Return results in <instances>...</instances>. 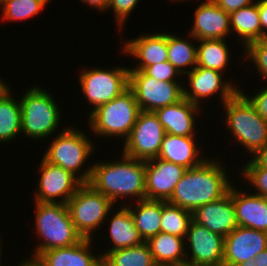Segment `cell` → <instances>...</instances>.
Here are the masks:
<instances>
[{"label":"cell","instance_id":"cell-1","mask_svg":"<svg viewBox=\"0 0 267 266\" xmlns=\"http://www.w3.org/2000/svg\"><path fill=\"white\" fill-rule=\"evenodd\" d=\"M220 161L206 158L200 165L187 169L167 202L193 212L225 196L234 184L229 181V175Z\"/></svg>","mask_w":267,"mask_h":266},{"label":"cell","instance_id":"cell-2","mask_svg":"<svg viewBox=\"0 0 267 266\" xmlns=\"http://www.w3.org/2000/svg\"><path fill=\"white\" fill-rule=\"evenodd\" d=\"M121 154L119 161L92 163L91 176L87 183L114 204L126 198L129 200L136 197V201L145 199L146 162Z\"/></svg>","mask_w":267,"mask_h":266},{"label":"cell","instance_id":"cell-3","mask_svg":"<svg viewBox=\"0 0 267 266\" xmlns=\"http://www.w3.org/2000/svg\"><path fill=\"white\" fill-rule=\"evenodd\" d=\"M35 203V231L41 238L33 255L54 249L69 247L79 243L83 237L77 232L67 204Z\"/></svg>","mask_w":267,"mask_h":266},{"label":"cell","instance_id":"cell-4","mask_svg":"<svg viewBox=\"0 0 267 266\" xmlns=\"http://www.w3.org/2000/svg\"><path fill=\"white\" fill-rule=\"evenodd\" d=\"M225 111V125L230 129L237 143L254 155L267 143V121L240 90L222 105Z\"/></svg>","mask_w":267,"mask_h":266},{"label":"cell","instance_id":"cell-5","mask_svg":"<svg viewBox=\"0 0 267 266\" xmlns=\"http://www.w3.org/2000/svg\"><path fill=\"white\" fill-rule=\"evenodd\" d=\"M84 133L81 129L65 127L53 137L42 158L73 173L82 183H87L91 176L92 165L87 166L81 173L80 170L94 152L95 146L94 141Z\"/></svg>","mask_w":267,"mask_h":266},{"label":"cell","instance_id":"cell-6","mask_svg":"<svg viewBox=\"0 0 267 266\" xmlns=\"http://www.w3.org/2000/svg\"><path fill=\"white\" fill-rule=\"evenodd\" d=\"M141 109L133 90L128 87L116 98L88 114V126L102 138L119 137L124 141L137 121Z\"/></svg>","mask_w":267,"mask_h":266},{"label":"cell","instance_id":"cell-7","mask_svg":"<svg viewBox=\"0 0 267 266\" xmlns=\"http://www.w3.org/2000/svg\"><path fill=\"white\" fill-rule=\"evenodd\" d=\"M46 89L38 85L30 86L21 97V132L28 138L44 140L50 138L60 126L59 105Z\"/></svg>","mask_w":267,"mask_h":266},{"label":"cell","instance_id":"cell-8","mask_svg":"<svg viewBox=\"0 0 267 266\" xmlns=\"http://www.w3.org/2000/svg\"><path fill=\"white\" fill-rule=\"evenodd\" d=\"M113 206L115 204L108 197L88 183H83L67 202L71 220L84 239H94V231L108 221Z\"/></svg>","mask_w":267,"mask_h":266},{"label":"cell","instance_id":"cell-9","mask_svg":"<svg viewBox=\"0 0 267 266\" xmlns=\"http://www.w3.org/2000/svg\"><path fill=\"white\" fill-rule=\"evenodd\" d=\"M79 83L85 99L92 106L108 103L129 87V67L90 68L79 74Z\"/></svg>","mask_w":267,"mask_h":266},{"label":"cell","instance_id":"cell-10","mask_svg":"<svg viewBox=\"0 0 267 266\" xmlns=\"http://www.w3.org/2000/svg\"><path fill=\"white\" fill-rule=\"evenodd\" d=\"M180 81H158L143 70H129V87L133 90L141 111L155 110L174 104L183 98Z\"/></svg>","mask_w":267,"mask_h":266},{"label":"cell","instance_id":"cell-11","mask_svg":"<svg viewBox=\"0 0 267 266\" xmlns=\"http://www.w3.org/2000/svg\"><path fill=\"white\" fill-rule=\"evenodd\" d=\"M165 135L155 113L141 111L129 136L122 142L123 154L143 161L157 158Z\"/></svg>","mask_w":267,"mask_h":266},{"label":"cell","instance_id":"cell-12","mask_svg":"<svg viewBox=\"0 0 267 266\" xmlns=\"http://www.w3.org/2000/svg\"><path fill=\"white\" fill-rule=\"evenodd\" d=\"M224 238L191 220L185 237L186 266H223Z\"/></svg>","mask_w":267,"mask_h":266},{"label":"cell","instance_id":"cell-13","mask_svg":"<svg viewBox=\"0 0 267 266\" xmlns=\"http://www.w3.org/2000/svg\"><path fill=\"white\" fill-rule=\"evenodd\" d=\"M38 189L34 195V202L67 204L83 184L73 173L45 161L40 162ZM61 199V200H60Z\"/></svg>","mask_w":267,"mask_h":266},{"label":"cell","instance_id":"cell-14","mask_svg":"<svg viewBox=\"0 0 267 266\" xmlns=\"http://www.w3.org/2000/svg\"><path fill=\"white\" fill-rule=\"evenodd\" d=\"M186 75L189 88L187 90L183 86V97L199 107L202 105L203 98H210L217 93L220 95L222 105L240 90L237 85L230 82L231 80L225 81L222 72L217 70L196 66Z\"/></svg>","mask_w":267,"mask_h":266},{"label":"cell","instance_id":"cell-15","mask_svg":"<svg viewBox=\"0 0 267 266\" xmlns=\"http://www.w3.org/2000/svg\"><path fill=\"white\" fill-rule=\"evenodd\" d=\"M145 162V199L168 201L187 169L159 158Z\"/></svg>","mask_w":267,"mask_h":266},{"label":"cell","instance_id":"cell-16","mask_svg":"<svg viewBox=\"0 0 267 266\" xmlns=\"http://www.w3.org/2000/svg\"><path fill=\"white\" fill-rule=\"evenodd\" d=\"M267 249V232L238 226L224 238L223 266H238Z\"/></svg>","mask_w":267,"mask_h":266},{"label":"cell","instance_id":"cell-17","mask_svg":"<svg viewBox=\"0 0 267 266\" xmlns=\"http://www.w3.org/2000/svg\"><path fill=\"white\" fill-rule=\"evenodd\" d=\"M194 22L188 30L197 41L225 39L232 33L230 13L221 9L213 0H205L194 11Z\"/></svg>","mask_w":267,"mask_h":266},{"label":"cell","instance_id":"cell-18","mask_svg":"<svg viewBox=\"0 0 267 266\" xmlns=\"http://www.w3.org/2000/svg\"><path fill=\"white\" fill-rule=\"evenodd\" d=\"M192 220L223 237L233 232L238 224L230 189L222 198L195 209Z\"/></svg>","mask_w":267,"mask_h":266},{"label":"cell","instance_id":"cell-19","mask_svg":"<svg viewBox=\"0 0 267 266\" xmlns=\"http://www.w3.org/2000/svg\"><path fill=\"white\" fill-rule=\"evenodd\" d=\"M122 47L123 54L138 62L129 70H144L147 66L168 61L167 33H145L127 40Z\"/></svg>","mask_w":267,"mask_h":266},{"label":"cell","instance_id":"cell-20","mask_svg":"<svg viewBox=\"0 0 267 266\" xmlns=\"http://www.w3.org/2000/svg\"><path fill=\"white\" fill-rule=\"evenodd\" d=\"M201 108L184 97L171 105L154 111L166 133L176 136L195 137L197 128L196 117L201 113ZM198 114V115H196Z\"/></svg>","mask_w":267,"mask_h":266},{"label":"cell","instance_id":"cell-21","mask_svg":"<svg viewBox=\"0 0 267 266\" xmlns=\"http://www.w3.org/2000/svg\"><path fill=\"white\" fill-rule=\"evenodd\" d=\"M238 226L267 232V197L230 187Z\"/></svg>","mask_w":267,"mask_h":266},{"label":"cell","instance_id":"cell-22","mask_svg":"<svg viewBox=\"0 0 267 266\" xmlns=\"http://www.w3.org/2000/svg\"><path fill=\"white\" fill-rule=\"evenodd\" d=\"M93 241L83 238L75 245L50 249L38 256L47 266H103L100 252L92 253Z\"/></svg>","mask_w":267,"mask_h":266},{"label":"cell","instance_id":"cell-23","mask_svg":"<svg viewBox=\"0 0 267 266\" xmlns=\"http://www.w3.org/2000/svg\"><path fill=\"white\" fill-rule=\"evenodd\" d=\"M195 137L176 136L166 133L157 158L190 169L200 165L204 157Z\"/></svg>","mask_w":267,"mask_h":266},{"label":"cell","instance_id":"cell-24","mask_svg":"<svg viewBox=\"0 0 267 266\" xmlns=\"http://www.w3.org/2000/svg\"><path fill=\"white\" fill-rule=\"evenodd\" d=\"M110 226H108V232L110 237V246L104 252H101L102 259L109 253L117 249L135 247L141 245L144 241L140 237L138 229L135 227L133 217L129 209L122 205L116 213L111 216V219L108 221Z\"/></svg>","mask_w":267,"mask_h":266},{"label":"cell","instance_id":"cell-25","mask_svg":"<svg viewBox=\"0 0 267 266\" xmlns=\"http://www.w3.org/2000/svg\"><path fill=\"white\" fill-rule=\"evenodd\" d=\"M146 243L156 264L186 266L185 238L159 232Z\"/></svg>","mask_w":267,"mask_h":266},{"label":"cell","instance_id":"cell-26","mask_svg":"<svg viewBox=\"0 0 267 266\" xmlns=\"http://www.w3.org/2000/svg\"><path fill=\"white\" fill-rule=\"evenodd\" d=\"M134 203V205L132 204ZM136 202V204H135ZM134 220L140 237L146 242L150 237L161 232L162 201L142 199L124 203Z\"/></svg>","mask_w":267,"mask_h":266},{"label":"cell","instance_id":"cell-27","mask_svg":"<svg viewBox=\"0 0 267 266\" xmlns=\"http://www.w3.org/2000/svg\"><path fill=\"white\" fill-rule=\"evenodd\" d=\"M9 85L0 88V142H10L21 134V104L14 99Z\"/></svg>","mask_w":267,"mask_h":266},{"label":"cell","instance_id":"cell-28","mask_svg":"<svg viewBox=\"0 0 267 266\" xmlns=\"http://www.w3.org/2000/svg\"><path fill=\"white\" fill-rule=\"evenodd\" d=\"M230 29L245 47L263 39L257 2L230 13ZM244 42V43H243Z\"/></svg>","mask_w":267,"mask_h":266},{"label":"cell","instance_id":"cell-29","mask_svg":"<svg viewBox=\"0 0 267 266\" xmlns=\"http://www.w3.org/2000/svg\"><path fill=\"white\" fill-rule=\"evenodd\" d=\"M187 35L190 38L189 41L187 38L167 33L168 62L177 69L181 76L192 71L197 66V46L194 44L197 40L192 35Z\"/></svg>","mask_w":267,"mask_h":266},{"label":"cell","instance_id":"cell-30","mask_svg":"<svg viewBox=\"0 0 267 266\" xmlns=\"http://www.w3.org/2000/svg\"><path fill=\"white\" fill-rule=\"evenodd\" d=\"M197 46V66L225 72L230 50L225 39H203Z\"/></svg>","mask_w":267,"mask_h":266},{"label":"cell","instance_id":"cell-31","mask_svg":"<svg viewBox=\"0 0 267 266\" xmlns=\"http://www.w3.org/2000/svg\"><path fill=\"white\" fill-rule=\"evenodd\" d=\"M103 266H154L156 263L146 242L135 247L117 249L102 259Z\"/></svg>","mask_w":267,"mask_h":266},{"label":"cell","instance_id":"cell-32","mask_svg":"<svg viewBox=\"0 0 267 266\" xmlns=\"http://www.w3.org/2000/svg\"><path fill=\"white\" fill-rule=\"evenodd\" d=\"M191 220L192 212L162 201L161 232L185 238Z\"/></svg>","mask_w":267,"mask_h":266},{"label":"cell","instance_id":"cell-33","mask_svg":"<svg viewBox=\"0 0 267 266\" xmlns=\"http://www.w3.org/2000/svg\"><path fill=\"white\" fill-rule=\"evenodd\" d=\"M50 0H2L0 6L2 5L3 22L7 21H25L33 16L39 15L41 11L49 4Z\"/></svg>","mask_w":267,"mask_h":266},{"label":"cell","instance_id":"cell-34","mask_svg":"<svg viewBox=\"0 0 267 266\" xmlns=\"http://www.w3.org/2000/svg\"><path fill=\"white\" fill-rule=\"evenodd\" d=\"M240 172L248 181V185L255 188L254 195L267 197V168L257 166L251 159L245 163Z\"/></svg>","mask_w":267,"mask_h":266},{"label":"cell","instance_id":"cell-35","mask_svg":"<svg viewBox=\"0 0 267 266\" xmlns=\"http://www.w3.org/2000/svg\"><path fill=\"white\" fill-rule=\"evenodd\" d=\"M245 48L246 54L242 59L249 58L246 61L253 62L255 72L258 71L259 76L267 82V38L251 42Z\"/></svg>","mask_w":267,"mask_h":266},{"label":"cell","instance_id":"cell-36","mask_svg":"<svg viewBox=\"0 0 267 266\" xmlns=\"http://www.w3.org/2000/svg\"><path fill=\"white\" fill-rule=\"evenodd\" d=\"M140 0H110L108 10L110 9L114 13L115 23L120 30L126 25L127 18L130 13L135 9ZM125 24V25H124Z\"/></svg>","mask_w":267,"mask_h":266},{"label":"cell","instance_id":"cell-37","mask_svg":"<svg viewBox=\"0 0 267 266\" xmlns=\"http://www.w3.org/2000/svg\"><path fill=\"white\" fill-rule=\"evenodd\" d=\"M143 71L158 81H179L177 77L181 75L168 61L147 66Z\"/></svg>","mask_w":267,"mask_h":266},{"label":"cell","instance_id":"cell-38","mask_svg":"<svg viewBox=\"0 0 267 266\" xmlns=\"http://www.w3.org/2000/svg\"><path fill=\"white\" fill-rule=\"evenodd\" d=\"M257 94L249 97L248 93H244L242 90L240 91L248 100L249 102L255 107L257 113L267 121V83L266 87L259 89Z\"/></svg>","mask_w":267,"mask_h":266},{"label":"cell","instance_id":"cell-39","mask_svg":"<svg viewBox=\"0 0 267 266\" xmlns=\"http://www.w3.org/2000/svg\"><path fill=\"white\" fill-rule=\"evenodd\" d=\"M225 12L231 13L257 1L254 0H213Z\"/></svg>","mask_w":267,"mask_h":266},{"label":"cell","instance_id":"cell-40","mask_svg":"<svg viewBox=\"0 0 267 266\" xmlns=\"http://www.w3.org/2000/svg\"><path fill=\"white\" fill-rule=\"evenodd\" d=\"M263 39L267 38V0L257 1Z\"/></svg>","mask_w":267,"mask_h":266},{"label":"cell","instance_id":"cell-41","mask_svg":"<svg viewBox=\"0 0 267 266\" xmlns=\"http://www.w3.org/2000/svg\"><path fill=\"white\" fill-rule=\"evenodd\" d=\"M238 266H267V249L256 255L254 259L244 261Z\"/></svg>","mask_w":267,"mask_h":266},{"label":"cell","instance_id":"cell-42","mask_svg":"<svg viewBox=\"0 0 267 266\" xmlns=\"http://www.w3.org/2000/svg\"><path fill=\"white\" fill-rule=\"evenodd\" d=\"M251 157L257 166L267 168V143Z\"/></svg>","mask_w":267,"mask_h":266},{"label":"cell","instance_id":"cell-43","mask_svg":"<svg viewBox=\"0 0 267 266\" xmlns=\"http://www.w3.org/2000/svg\"><path fill=\"white\" fill-rule=\"evenodd\" d=\"M82 1L81 3L86 4V6L88 5L89 7H93V9H97L100 10V13H102L103 11L107 12L108 11V5L110 0H80Z\"/></svg>","mask_w":267,"mask_h":266},{"label":"cell","instance_id":"cell-44","mask_svg":"<svg viewBox=\"0 0 267 266\" xmlns=\"http://www.w3.org/2000/svg\"><path fill=\"white\" fill-rule=\"evenodd\" d=\"M31 258L28 259H22V262L18 263V266H47L45 262L37 255H33L31 253Z\"/></svg>","mask_w":267,"mask_h":266},{"label":"cell","instance_id":"cell-45","mask_svg":"<svg viewBox=\"0 0 267 266\" xmlns=\"http://www.w3.org/2000/svg\"><path fill=\"white\" fill-rule=\"evenodd\" d=\"M1 237H2V236L0 235V238H1ZM1 241H2V239H0V266H3L2 262H1V259H2V258H1V254H2V251H1V249H2V248H1V246H2L1 244H2V243H1ZM1 264H2V265H1Z\"/></svg>","mask_w":267,"mask_h":266},{"label":"cell","instance_id":"cell-46","mask_svg":"<svg viewBox=\"0 0 267 266\" xmlns=\"http://www.w3.org/2000/svg\"><path fill=\"white\" fill-rule=\"evenodd\" d=\"M6 83V81H3L0 77V88Z\"/></svg>","mask_w":267,"mask_h":266},{"label":"cell","instance_id":"cell-47","mask_svg":"<svg viewBox=\"0 0 267 266\" xmlns=\"http://www.w3.org/2000/svg\"><path fill=\"white\" fill-rule=\"evenodd\" d=\"M154 266H165V265L155 264Z\"/></svg>","mask_w":267,"mask_h":266}]
</instances>
